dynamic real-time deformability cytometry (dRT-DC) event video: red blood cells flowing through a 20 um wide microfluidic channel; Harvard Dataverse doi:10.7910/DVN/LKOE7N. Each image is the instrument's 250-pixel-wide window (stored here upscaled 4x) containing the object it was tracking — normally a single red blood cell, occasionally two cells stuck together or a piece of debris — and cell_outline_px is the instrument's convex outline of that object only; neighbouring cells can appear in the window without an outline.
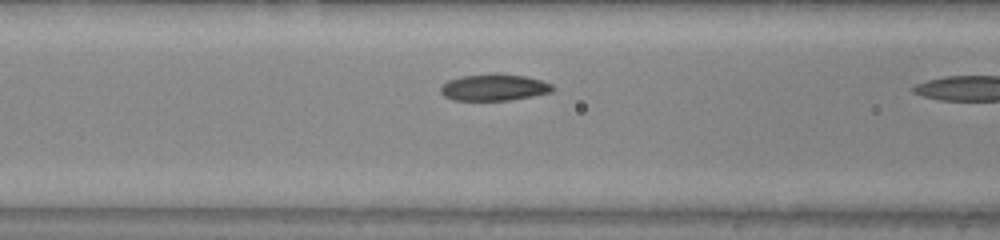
{"species": "common noctule bat (a hibernating species)", "species_latin": "Nyctalus noctula", "temperature_condition": "warm", "stored_images_in_passage": 8, "camera_frame_rate_fps": 3000, "um_per_image_px": 0.085, "animal": {"sex": "male", "body_mass_g": 20.0, "forearm_length_mm": 53.3}, "frame": {"image": 1, "passage_image": 7, "time_ms": 2.0, "image_size_px": [1000, 240], "cell_outline_px": [[556, 88], [552, 92], [532, 96], [508, 100], [452, 100], [444, 96], [440, 92], [440, 88], [448, 80], [464, 76], [496, 72], [528, 76], [552, 84]], "centroid_in_image_um": [42.03, 7.41], "position_along_channel_um": 124.6, "area_um2": 17.57}}